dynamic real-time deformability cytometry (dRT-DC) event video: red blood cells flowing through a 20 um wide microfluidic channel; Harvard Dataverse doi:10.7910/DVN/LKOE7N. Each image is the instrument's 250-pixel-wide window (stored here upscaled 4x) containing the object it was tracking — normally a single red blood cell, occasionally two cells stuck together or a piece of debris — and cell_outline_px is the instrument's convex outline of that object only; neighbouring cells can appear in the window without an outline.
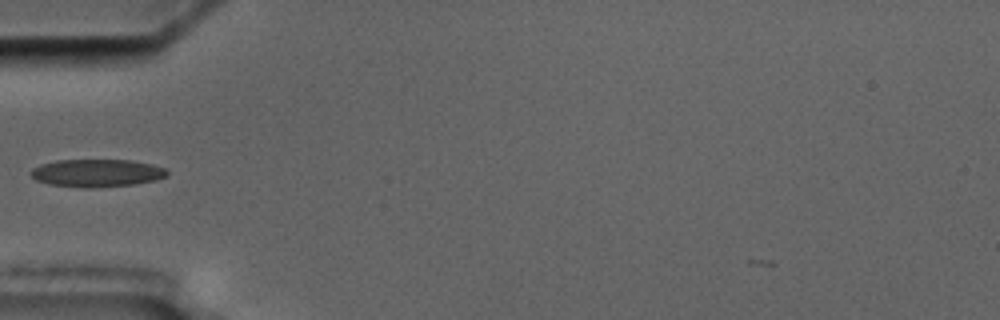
{"species": "common noctule bat (a hibernating species)", "species_latin": "Nyctalus noctula", "temperature_condition": "cold", "stored_images_in_passage": 2, "camera_frame_rate_fps": 3000, "um_per_image_px": 0.085, "animal": {"sex": "male", "body_mass_g": 17.5, "forearm_length_mm": 52.3}, "frame": {"image": 1, "passage_image": 2, "time_ms": 2.0, "image_size_px": [1000, 320], "cell_outline_px": [[168, 176], [156, 180], [136, 184], [92, 188], [80, 188], [48, 184], [36, 180], [28, 172], [32, 168], [40, 164], [56, 160], [132, 160], [152, 164], [164, 168], [168, 172]], "centroid_in_image_um": [8.21, 14.71], "position_along_channel_um": 76.8, "area_um2": 22.31}}